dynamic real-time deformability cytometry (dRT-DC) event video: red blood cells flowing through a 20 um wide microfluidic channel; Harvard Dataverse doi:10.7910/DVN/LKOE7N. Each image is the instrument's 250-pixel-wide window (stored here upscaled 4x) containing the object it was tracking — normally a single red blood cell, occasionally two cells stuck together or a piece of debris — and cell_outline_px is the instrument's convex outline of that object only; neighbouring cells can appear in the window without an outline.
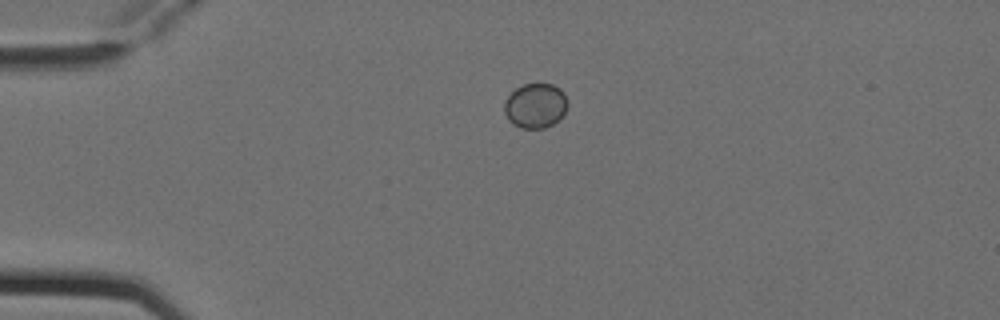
{"species": "Egyptian fruit bat (a non-hibernating species)", "species_latin": "Rousettus aegyptiacus", "temperature_condition": "cold", "stored_images_in_passage": 5, "camera_frame_rate_fps": 3000, "um_per_image_px": 0.085, "animal": {"sex": "female"}, "frame": {"image": 1, "passage_image": 5, "time_ms": 1.333, "image_size_px": [1000, 320], "cell_outline_px": [[568, 104], [564, 112], [552, 124], [544, 128], [524, 128], [512, 124], [508, 120], [504, 112], [504, 104], [508, 96], [516, 88], [524, 84], [552, 84], [560, 88], [564, 92]], "centroid_in_image_um": [45.5, 8.97], "position_along_channel_um": 39.5, "area_um2": 16.36}}